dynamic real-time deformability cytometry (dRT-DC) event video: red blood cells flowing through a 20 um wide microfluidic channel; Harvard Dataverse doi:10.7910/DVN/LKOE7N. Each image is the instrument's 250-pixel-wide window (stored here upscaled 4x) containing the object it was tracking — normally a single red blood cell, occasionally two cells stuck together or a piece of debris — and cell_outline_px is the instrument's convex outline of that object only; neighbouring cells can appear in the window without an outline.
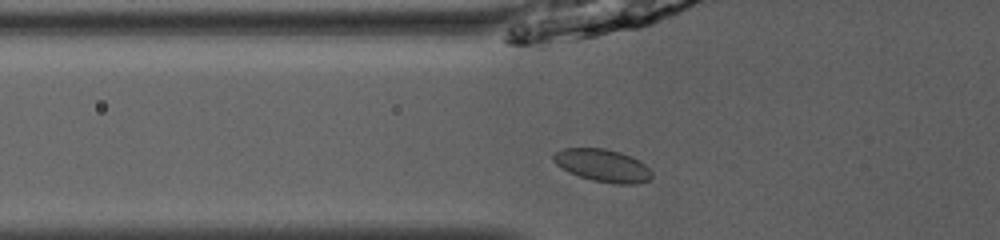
{"species": "common noctule bat (a hibernating species)", "species_latin": "Nyctalus noctula", "temperature_condition": "room temperature", "stored_images_in_passage": 34, "camera_frame_rate_fps": 3000, "um_per_image_px": 0.085, "animal": {"sex": "male", "body_mass_g": 13.0, "forearm_length_mm": 53.1}, "frame": {"image": 1, "passage_image": 3, "time_ms": 0.667, "image_size_px": [1000, 240], "cell_outline_px": [[652, 176], [648, 180], [640, 184], [616, 184], [592, 180], [568, 172], [556, 164], [552, 160], [552, 156], [560, 148], [604, 148], [620, 152], [632, 156], [644, 164], [652, 172]], "centroid_in_image_um": [51.22, 14.06], "position_along_channel_um": 74.6, "area_um2": 18.79}}
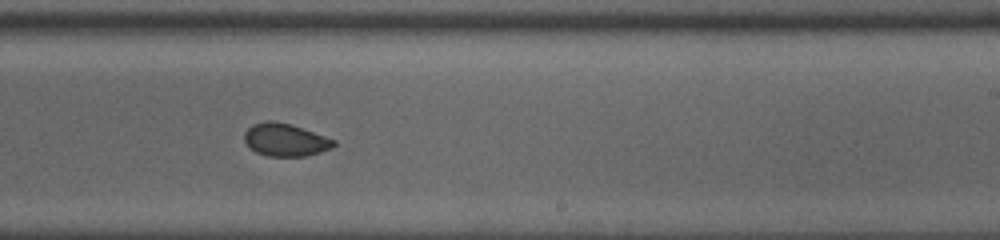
{"frame": {"image": 2, "passage_image": 17, "time_ms": 5.333, "image_size_px": [1000, 240], "cell_outline_px": [[336, 144], [332, 148], [320, 152], [304, 156], [268, 156], [256, 152], [244, 140], [244, 132], [252, 124], [268, 120], [272, 120], [288, 124], [336, 140]], "centroid_in_image_um": [24.24, 11.89], "position_along_channel_um": 264.8, "area_um2": 16.76}}
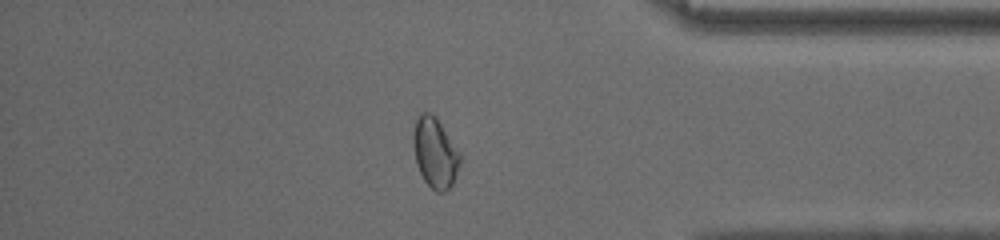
{"frame": {"image": 3, "passage_image": 28, "time_ms": 9.0, "image_size_px": [1000, 240], "cell_outline_px": [[460, 160], [452, 184], [444, 192], [436, 192], [424, 180], [416, 164], [412, 144], [412, 132], [416, 116], [420, 112], [428, 112], [436, 116], [460, 152]], "centroid_in_image_um": [36.93, 12.93], "position_along_channel_um": 398.3, "area_um2": 19.25}}